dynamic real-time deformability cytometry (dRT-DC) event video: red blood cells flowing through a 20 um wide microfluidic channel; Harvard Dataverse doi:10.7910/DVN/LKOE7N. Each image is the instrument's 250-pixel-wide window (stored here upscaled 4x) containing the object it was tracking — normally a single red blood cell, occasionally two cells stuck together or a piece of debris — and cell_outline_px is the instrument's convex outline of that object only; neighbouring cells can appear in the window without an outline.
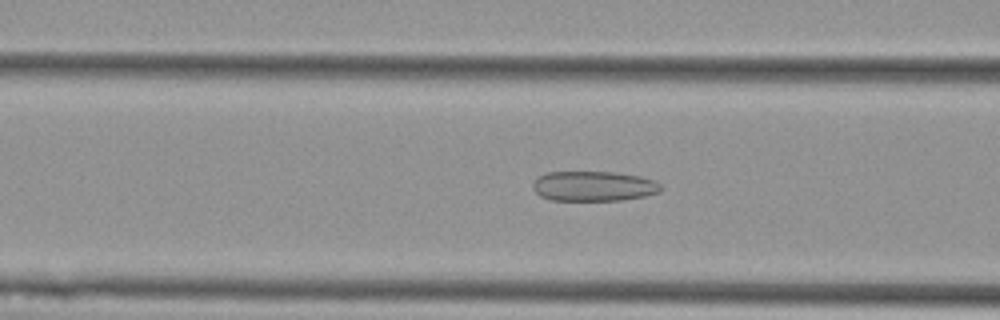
{"species": "Egyptian fruit bat (a non-hibernating species)", "species_latin": "Rousettus aegyptiacus", "temperature_condition": "cold", "stored_images_in_passage": 56, "camera_frame_rate_fps": 3000, "um_per_image_px": 0.085, "animal": {"sex": "female"}, "frame": {"image": 1, "passage_image": 22, "time_ms": 7.0, "image_size_px": [1000, 320], "cell_outline_px": [[664, 188], [660, 192], [644, 196], [620, 200], [552, 200], [540, 196], [532, 188], [532, 184], [540, 176], [548, 172], [612, 172], [640, 176], [652, 180], [660, 184]], "centroid_in_image_um": [50.47, 15.82], "position_along_channel_um": 116.1, "area_um2": 22.25}}
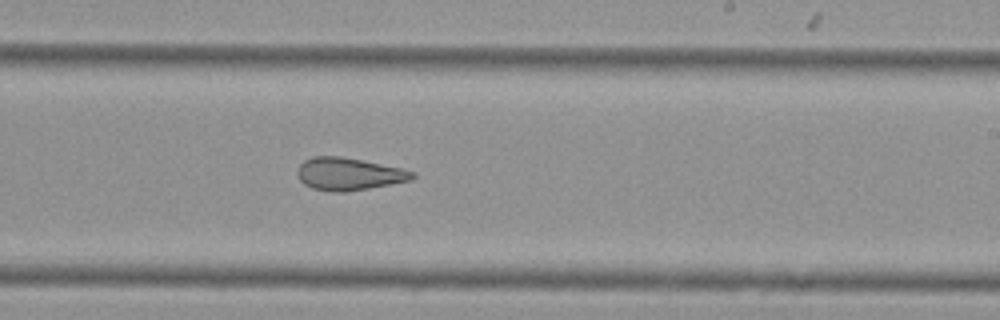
{"frame": {"image": 2, "passage_image": 34, "time_ms": 11.0, "image_size_px": [1000, 320], "cell_outline_px": [[416, 176], [412, 180], [368, 188], [344, 192], [332, 192], [312, 188], [304, 184], [300, 180], [296, 172], [300, 164], [304, 160], [312, 156], [340, 156], [404, 168], [416, 172]], "centroid_in_image_um": [29.66, 14.78], "position_along_channel_um": 259.3, "area_um2": 21.91}}
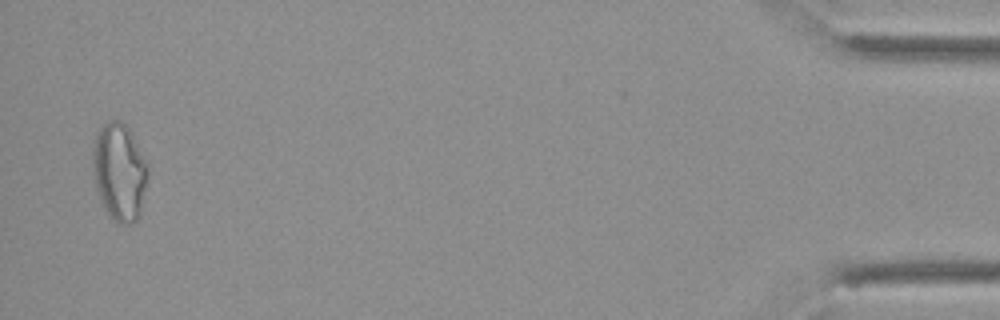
{"frame": {"image": 3, "passage_image": 55, "time_ms": 18.0, "image_size_px": [1000, 320], "cell_outline_px": [[148, 180], [140, 216], [136, 220], [128, 224], [120, 224], [104, 208], [100, 200], [96, 188], [92, 172], [92, 148], [96, 132], [108, 120], [120, 120], [128, 128], [148, 160]], "centroid_in_image_um": [10.16, 14.58], "position_along_channel_um": 425.0, "area_um2": 31.85}, "authors_computed_cell_mechanics": {"area_um2": 26.4146, "velocity_mm_per_s": 3.5868, "shape_relaxation_time_tau1_ms": null, "shape_relaxation_time_tau2_ms": 2.8832, "deformation_change_tau1": null, "deformation_change_tau2": 0.1126}}